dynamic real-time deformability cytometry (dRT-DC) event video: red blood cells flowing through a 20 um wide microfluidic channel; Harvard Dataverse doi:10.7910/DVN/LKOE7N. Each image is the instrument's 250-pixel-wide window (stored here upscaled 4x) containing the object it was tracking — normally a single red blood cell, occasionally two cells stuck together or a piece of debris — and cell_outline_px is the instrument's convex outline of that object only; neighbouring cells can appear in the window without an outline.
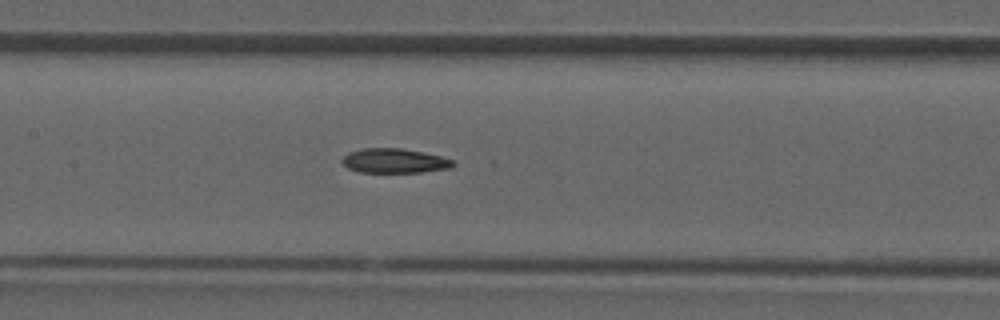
{"species": "common noctule bat (a hibernating species)", "species_latin": "Nyctalus noctula", "temperature_condition": "room temperature", "stored_images_in_passage": 28, "camera_frame_rate_fps": 3000, "um_per_image_px": 0.085, "animal": {"sex": "male", "forearm_length_mm": 52.5}, "frame": {"image": 1, "passage_image": 9, "time_ms": 2.667, "image_size_px": [1000, 320], "cell_outline_px": [[456, 164], [452, 168], [420, 172], [360, 172], [348, 168], [340, 160], [348, 152], [364, 148], [400, 148], [424, 152], [456, 160]], "centroid_in_image_um": [33.56, 13.66], "position_along_channel_um": 173.8, "area_um2": 15.95}}